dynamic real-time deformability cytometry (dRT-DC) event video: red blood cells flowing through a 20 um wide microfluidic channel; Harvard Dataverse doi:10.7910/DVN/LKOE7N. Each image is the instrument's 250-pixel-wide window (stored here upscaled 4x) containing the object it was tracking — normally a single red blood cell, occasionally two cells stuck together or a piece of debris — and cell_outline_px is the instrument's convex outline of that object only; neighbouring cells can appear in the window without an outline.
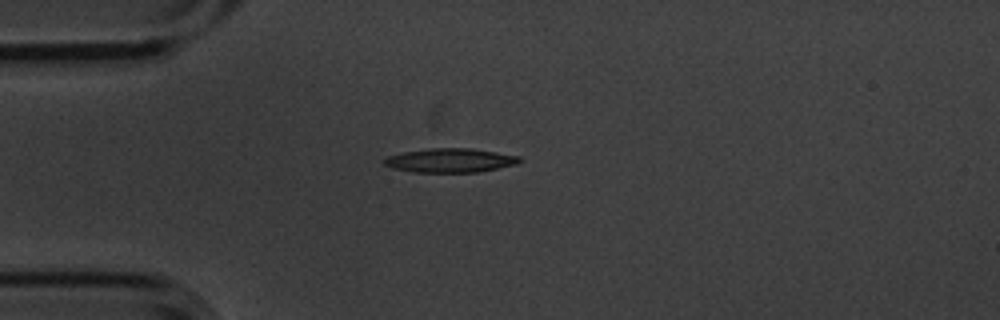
{"species": "common noctule bat (a hibernating species)", "species_latin": "Nyctalus noctula", "temperature_condition": "cold", "stored_images_in_passage": 2, "camera_frame_rate_fps": 3000, "um_per_image_px": 0.085, "animal": {"sex": "male", "body_mass_g": 20.1, "forearm_length_mm": 53.5}, "frame": {"image": 1, "passage_image": 2, "time_ms": 0.333, "image_size_px": [1000, 320], "cell_outline_px": [[520, 160], [516, 164], [476, 172], [412, 172], [392, 168], [384, 164], [380, 160], [388, 156], [404, 152], [432, 148], [468, 148], [496, 152], [520, 156]], "centroid_in_image_um": [38.21, 13.63], "position_along_channel_um": 46.8, "area_um2": 18.79}}